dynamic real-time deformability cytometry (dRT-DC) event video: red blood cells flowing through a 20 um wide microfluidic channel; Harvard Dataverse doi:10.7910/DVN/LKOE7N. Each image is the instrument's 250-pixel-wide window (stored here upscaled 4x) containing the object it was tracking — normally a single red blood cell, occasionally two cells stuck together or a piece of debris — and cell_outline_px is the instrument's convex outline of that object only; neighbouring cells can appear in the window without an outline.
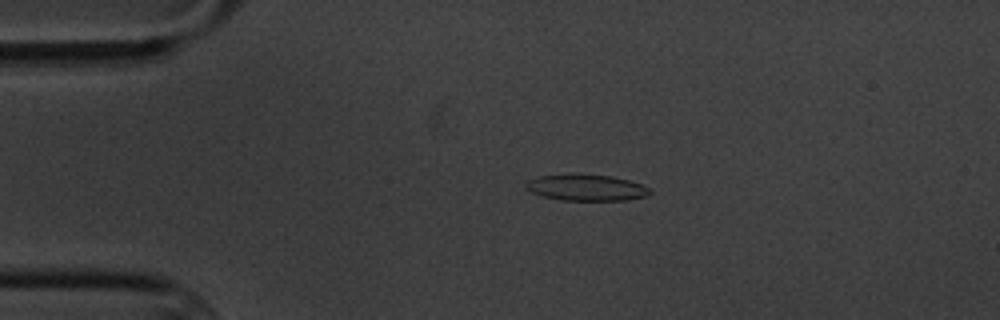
{"species": "common noctule bat (a hibernating species)", "species_latin": "Nyctalus noctula", "temperature_condition": "cold", "stored_images_in_passage": 4, "camera_frame_rate_fps": 3000, "um_per_image_px": 0.085, "animal": {"sex": "male", "body_mass_g": 20.1, "forearm_length_mm": 53.5}, "frame": {"image": 1, "passage_image": 3, "time_ms": 2.333, "image_size_px": [1000, 320], "cell_outline_px": [[652, 192], [648, 196], [628, 200], [560, 200], [544, 196], [532, 192], [524, 188], [524, 184], [528, 180], [536, 176], [612, 176], [628, 180], [640, 184], [648, 188]], "centroid_in_image_um": [49.85, 15.98], "position_along_channel_um": 35.2, "area_um2": 18.38}}